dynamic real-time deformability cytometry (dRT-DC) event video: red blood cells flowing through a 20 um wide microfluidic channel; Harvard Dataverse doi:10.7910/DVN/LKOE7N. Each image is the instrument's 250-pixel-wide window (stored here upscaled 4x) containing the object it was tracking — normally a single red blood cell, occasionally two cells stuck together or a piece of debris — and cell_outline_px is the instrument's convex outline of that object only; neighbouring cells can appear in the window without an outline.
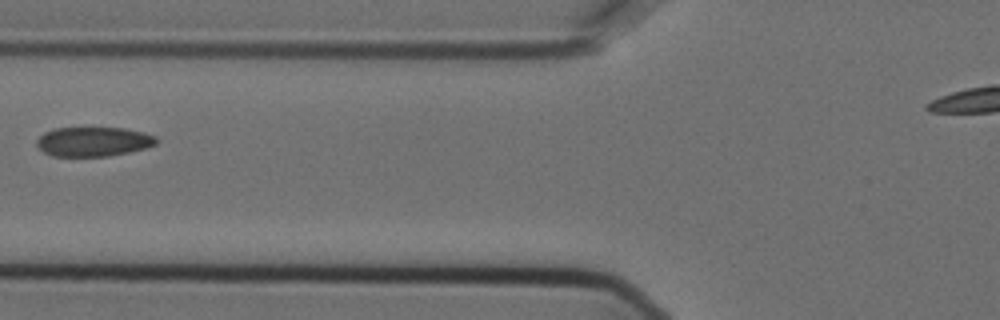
{"species": "Egyptian fruit bat (a non-hibernating species)", "species_latin": "Rousettus aegyptiacus", "temperature_condition": "cold", "stored_images_in_passage": 4, "camera_frame_rate_fps": 3000, "um_per_image_px": 0.085, "animal": {"sex": "female"}, "frame": {"image": 1, "passage_image": 4, "time_ms": 1.0, "image_size_px": [1000, 320], "cell_outline_px": [[160, 140], [156, 144], [144, 148], [128, 152], [108, 156], [52, 156], [44, 152], [36, 144], [36, 140], [44, 132], [56, 128], [124, 128], [144, 132], [156, 136]], "centroid_in_image_um": [7.95, 12.03], "position_along_channel_um": 117.8, "area_um2": 20.52}}